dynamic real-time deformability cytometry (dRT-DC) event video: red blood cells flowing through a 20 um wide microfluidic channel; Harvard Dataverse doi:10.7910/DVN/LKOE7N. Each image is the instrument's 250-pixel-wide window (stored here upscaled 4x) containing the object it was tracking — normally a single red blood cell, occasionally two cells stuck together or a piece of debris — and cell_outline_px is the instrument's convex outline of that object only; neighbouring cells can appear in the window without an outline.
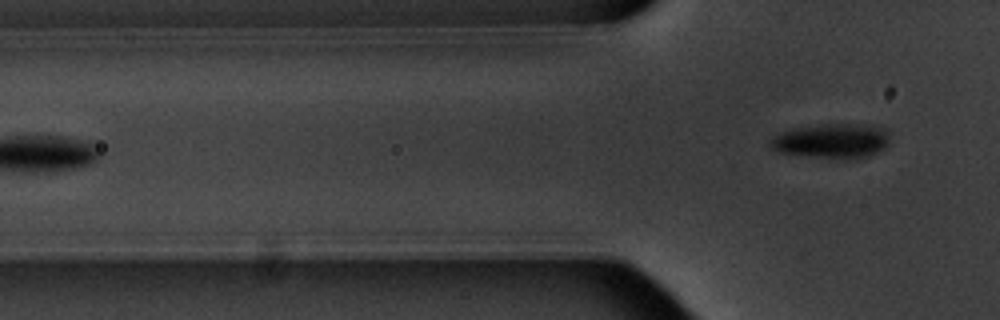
{"species": "common noctule bat (a hibernating species)", "species_latin": "Nyctalus noctula", "temperature_condition": "warm", "stored_images_in_passage": 6, "camera_frame_rate_fps": 3000, "um_per_image_px": 0.085, "animal": {"sex": "male", "body_mass_g": 20.1, "forearm_length_mm": 53.5}, "frame": {"image": 1, "passage_image": 6, "time_ms": 7.0, "image_size_px": [1000, 320], "cell_outline_px": [[888, 144], [884, 148], [868, 156], [812, 156], [776, 152], [768, 144], [768, 140], [772, 136], [780, 132], [792, 128], [824, 124], [868, 124], [884, 128], [888, 136]], "centroid_in_image_um": [70.63, 11.93], "position_along_channel_um": 55.2, "area_um2": 23.58}}